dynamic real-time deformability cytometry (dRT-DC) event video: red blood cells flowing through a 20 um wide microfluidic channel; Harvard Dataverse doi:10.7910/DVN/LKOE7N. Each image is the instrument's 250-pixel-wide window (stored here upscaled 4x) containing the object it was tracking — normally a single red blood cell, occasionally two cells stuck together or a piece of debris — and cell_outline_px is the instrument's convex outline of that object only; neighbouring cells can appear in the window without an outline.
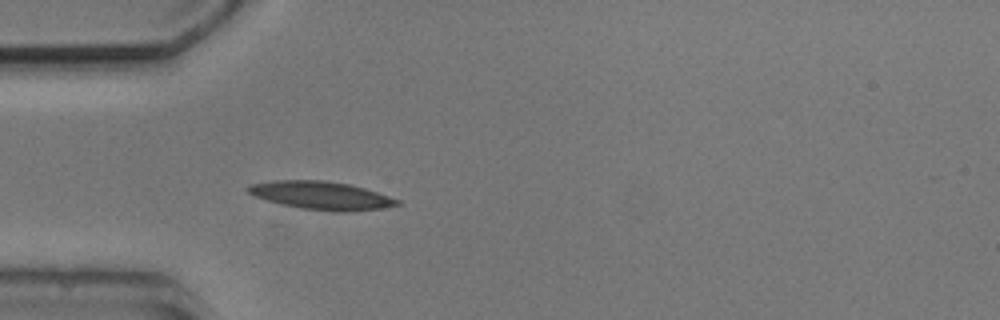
{"species": "common noctule bat (a hibernating species)", "species_latin": "Nyctalus noctula", "temperature_condition": "cold", "stored_images_in_passage": 2, "segment_of_instrument_passage": [1, 2], "camera_frame_rate_fps": 3000, "um_per_image_px": 0.085, "animal": {"sex": "male", "body_mass_g": 20.5, "forearm_length_mm": 52.5}, "frame": {"image": 1, "passage_image": 1, "time_ms": 0.0, "image_size_px": [1000, 320], "cell_outline_px": [[400, 204], [380, 208], [348, 212], [332, 212], [300, 208], [280, 204], [256, 196], [248, 192], [244, 188], [248, 184], [272, 180], [324, 180], [348, 184], [364, 188], [400, 200]], "centroid_in_image_um": [27.25, 16.61], "position_along_channel_um": 57.7, "area_um2": 24.45}}